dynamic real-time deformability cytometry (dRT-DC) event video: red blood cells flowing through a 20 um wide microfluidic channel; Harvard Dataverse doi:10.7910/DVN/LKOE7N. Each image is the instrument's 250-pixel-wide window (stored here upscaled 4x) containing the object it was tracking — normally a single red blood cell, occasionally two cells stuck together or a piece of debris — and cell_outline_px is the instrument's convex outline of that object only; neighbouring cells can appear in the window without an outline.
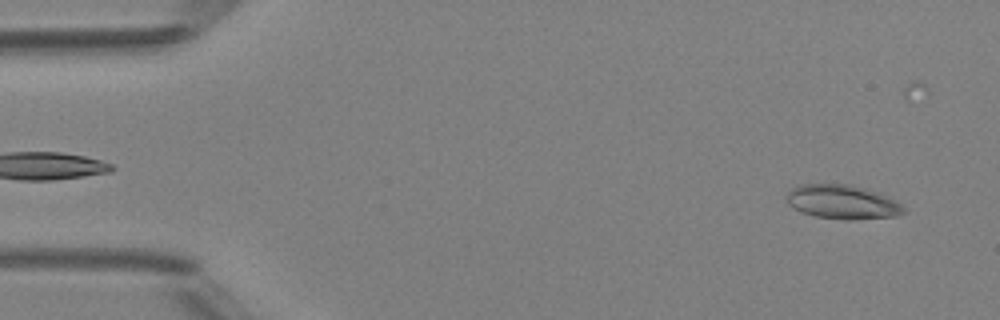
{"species": "Egyptian fruit bat (a non-hibernating species)", "species_latin": "Rousettus aegyptiacus", "temperature_condition": "room temperature", "stored_images_in_passage": 38, "camera_frame_rate_fps": 3000, "um_per_image_px": 0.085, "animal": {"sex": "female"}, "frame": {"image": 1, "passage_image": 3, "time_ms": 0.667, "image_size_px": [1000, 320], "cell_outline_px": [[908, 212], [896, 216], [852, 220], [844, 220], [816, 216], [800, 212], [788, 204], [788, 192], [792, 188], [800, 184], [852, 184], [868, 188], [880, 192], [896, 200]], "centroid_in_image_um": [71.66, 17.16], "position_along_channel_um": 13.3, "area_um2": 23.58}}
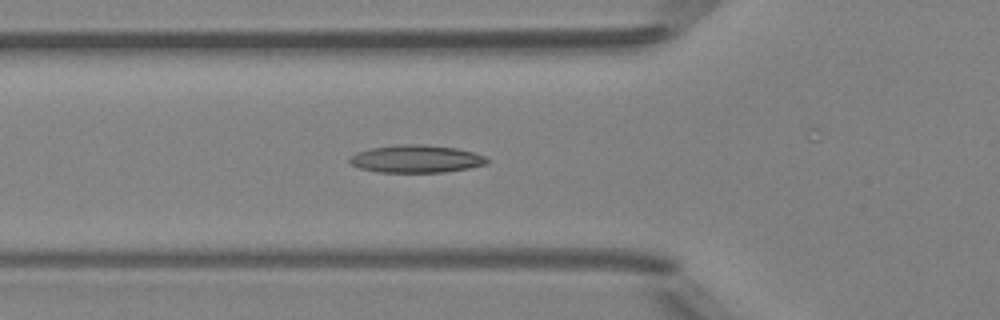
{"frame": {"image": 2, "passage_image": 17, "time_ms": 5.333, "image_size_px": [1000, 320], "cell_outline_px": [[488, 160], [484, 164], [468, 168], [444, 172], [380, 172], [360, 168], [352, 164], [348, 160], [356, 152], [372, 148], [396, 144], [420, 144], [456, 148], [472, 152], [484, 156]], "centroid_in_image_um": [35.35, 13.5], "position_along_channel_um": 90.5, "area_um2": 21.85}}
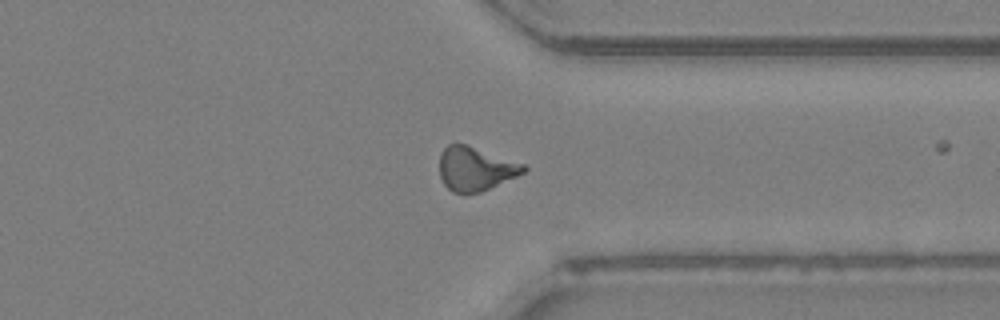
{"frame": {"image": 3, "passage_image": 37, "time_ms": 12.0, "image_size_px": [1000, 320], "cell_outline_px": [[528, 168], [524, 172], [516, 176], [480, 192], [464, 196], [452, 192], [444, 184], [440, 176], [440, 152], [448, 144], [468, 144], [524, 164]], "centroid_in_image_um": [40.38, 14.36], "position_along_channel_um": 371.0, "area_um2": 21.68}}